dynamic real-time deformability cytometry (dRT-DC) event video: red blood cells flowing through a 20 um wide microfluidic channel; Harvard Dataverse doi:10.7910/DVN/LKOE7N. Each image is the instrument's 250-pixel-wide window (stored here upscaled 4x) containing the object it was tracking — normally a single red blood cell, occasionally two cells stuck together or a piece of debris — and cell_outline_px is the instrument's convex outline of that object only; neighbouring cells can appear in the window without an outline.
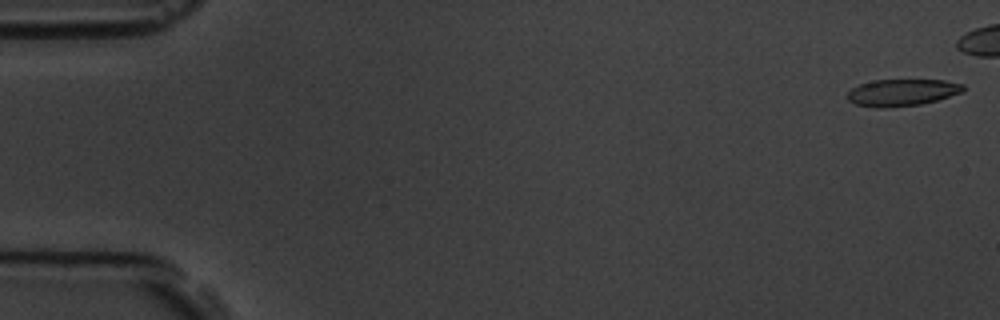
{"species": "common noctule bat (a hibernating species)", "species_latin": "Nyctalus noctula", "temperature_condition": "room temperature", "stored_images_in_passage": 6, "camera_frame_rate_fps": 3000, "um_per_image_px": 0.085, "animal": {"sex": "male", "body_mass_g": 19.5, "forearm_length_mm": 54.6}, "frame": {"image": 1, "passage_image": 1, "time_ms": 0.0, "image_size_px": [1000, 320], "cell_outline_px": [[964, 92], [936, 100], [920, 104], [884, 108], [876, 108], [856, 104], [848, 100], [848, 92], [852, 88], [860, 84], [872, 80], [944, 80], [964, 84]], "centroid_in_image_um": [76.68, 7.86], "position_along_channel_um": 8.3, "area_um2": 18.09}}